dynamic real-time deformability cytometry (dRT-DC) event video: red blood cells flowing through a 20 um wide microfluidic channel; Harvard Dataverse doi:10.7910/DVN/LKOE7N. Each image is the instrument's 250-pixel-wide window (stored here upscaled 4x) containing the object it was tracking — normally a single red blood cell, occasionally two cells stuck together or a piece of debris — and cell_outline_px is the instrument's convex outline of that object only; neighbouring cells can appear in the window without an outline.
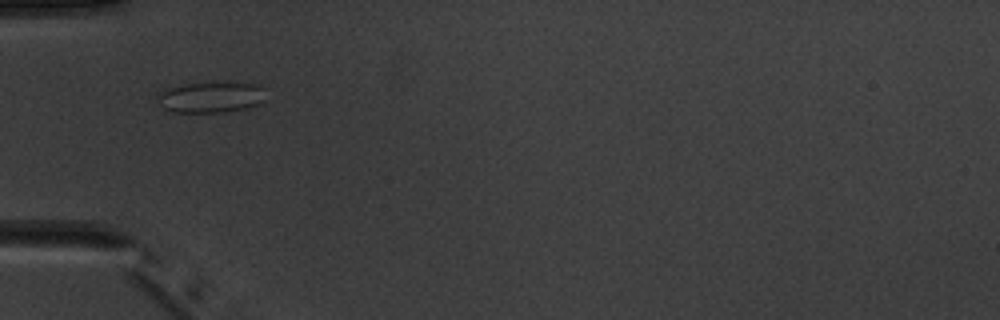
{"species": "common noctule bat (a hibernating species)", "species_latin": "Nyctalus noctula", "temperature_condition": "warm", "stored_images_in_passage": 7, "camera_frame_rate_fps": 3000, "um_per_image_px": 0.085, "animal": {"sex": "male", "body_mass_g": 20.1, "forearm_length_mm": 53.5}, "frame": {"image": 1, "passage_image": 4, "time_ms": 3.667, "image_size_px": [1000, 320], "cell_outline_px": [[264, 100], [256, 104], [244, 108], [224, 112], [172, 112], [164, 108], [160, 104], [156, 96], [156, 92], [168, 88], [184, 84], [256, 84], [264, 88]], "centroid_in_image_um": [17.86, 8.28], "position_along_channel_um": 67.1, "area_um2": 18.96}}
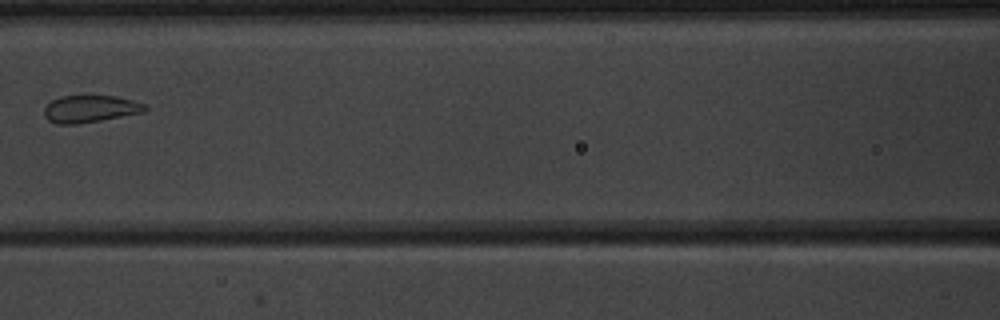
{"frame": {"image": 2, "passage_image": 6, "time_ms": 6.0, "image_size_px": [1000, 320], "cell_outline_px": [[148, 108], [144, 112], [100, 120], [76, 124], [56, 124], [48, 120], [44, 116], [44, 108], [52, 100], [60, 96], [116, 96], [132, 100], [144, 104]], "centroid_in_image_um": [7.64, 9.25], "position_along_channel_um": 159.0, "area_um2": 15.84}}
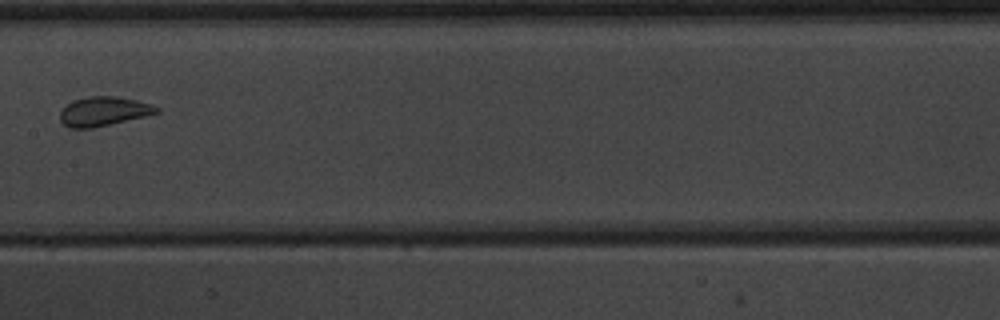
{"frame": {"image": 3, "passage_image": 7, "time_ms": 7.0, "image_size_px": [1000, 320], "cell_outline_px": [[160, 112], [144, 116], [92, 128], [68, 128], [60, 120], [60, 112], [72, 100], [88, 96], [116, 96], [136, 100], [160, 108]], "centroid_in_image_um": [8.78, 9.46], "position_along_channel_um": 198.6, "area_um2": 16.24}}